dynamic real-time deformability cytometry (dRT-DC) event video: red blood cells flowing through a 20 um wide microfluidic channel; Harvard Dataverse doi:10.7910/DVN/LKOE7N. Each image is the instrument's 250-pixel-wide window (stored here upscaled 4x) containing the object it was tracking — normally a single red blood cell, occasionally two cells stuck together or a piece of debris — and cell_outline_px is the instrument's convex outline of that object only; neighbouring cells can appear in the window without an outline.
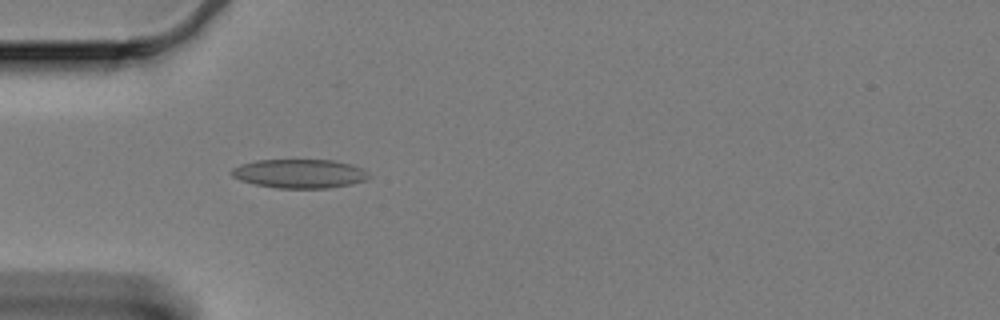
{"species": "Egyptian fruit bat (a non-hibernating species)", "species_latin": "Rousettus aegyptiacus", "temperature_condition": "cold", "stored_images_in_passage": 35, "camera_frame_rate_fps": 3000, "um_per_image_px": 0.085, "animal": {"sex": "female"}, "frame": {"image": 1, "passage_image": 4, "time_ms": 1.0, "image_size_px": [1000, 320], "cell_outline_px": [[372, 176], [364, 180], [352, 184], [328, 188], [276, 188], [256, 184], [240, 180], [232, 176], [232, 168], [240, 164], [256, 160], [332, 160], [352, 164], [364, 168]], "centroid_in_image_um": [25.5, 14.75], "position_along_channel_um": 59.5, "area_um2": 23.24}}
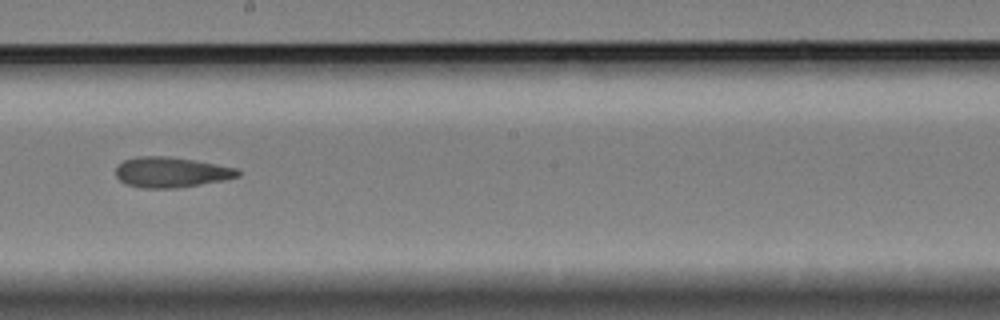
{"frame": {"image": 2, "passage_image": 20, "time_ms": 6.333, "image_size_px": [1000, 320], "cell_outline_px": [[240, 176], [224, 180], [176, 188], [140, 188], [124, 184], [116, 176], [116, 168], [124, 160], [136, 156], [168, 156], [216, 164], [236, 168], [240, 172]], "centroid_in_image_um": [14.52, 14.64], "position_along_channel_um": 233.7, "area_um2": 21.56}}
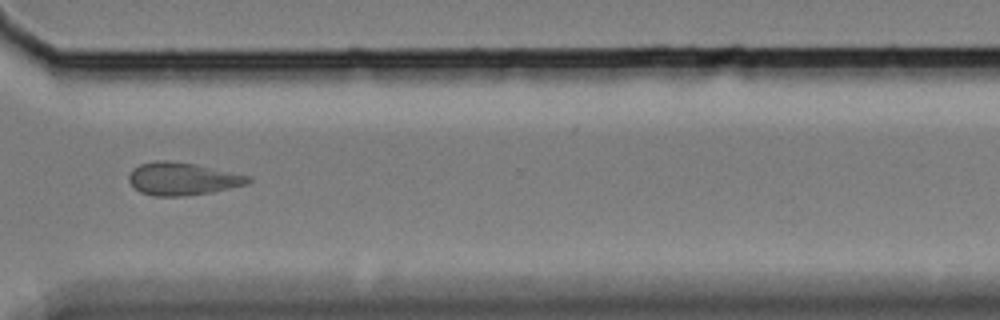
{"frame": {"image": 3, "passage_image": 31, "time_ms": 10.0, "image_size_px": [1000, 320], "cell_outline_px": [[252, 180], [248, 184], [208, 192], [184, 196], [156, 196], [140, 192], [128, 180], [128, 176], [140, 164], [156, 160], [164, 160], [192, 164], [248, 176]], "centroid_in_image_um": [15.47, 15.21], "position_along_channel_um": 355.1, "area_um2": 22.02}, "authors_computed_cell_mechanics": {"area_um2": 21.5594, "velocity_mm_per_s": 3.3096, "shape_relaxation_time_tau1_ms": null, "shape_relaxation_time_tau2_ms": 5.2051, "deformation_change_tau1": null, "deformation_change_tau2": 0.1057}}